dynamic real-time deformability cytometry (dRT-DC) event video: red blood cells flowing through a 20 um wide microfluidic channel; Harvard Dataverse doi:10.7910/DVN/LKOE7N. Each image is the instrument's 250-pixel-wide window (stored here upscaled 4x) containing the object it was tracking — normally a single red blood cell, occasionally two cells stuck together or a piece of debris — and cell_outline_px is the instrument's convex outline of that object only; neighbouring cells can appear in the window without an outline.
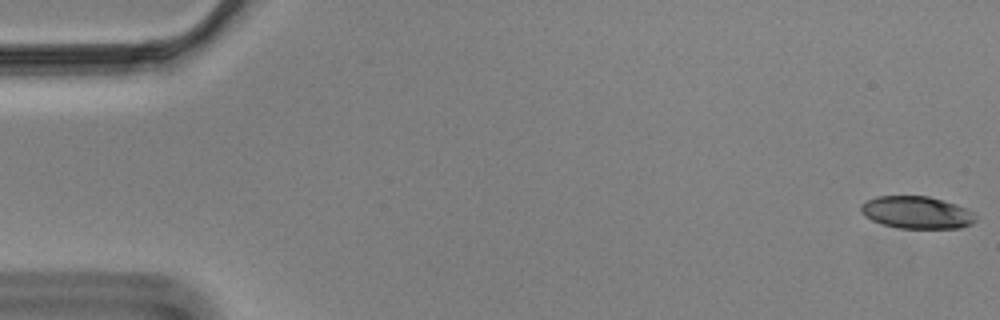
{"species": "Egyptian fruit bat (a non-hibernating species)", "species_latin": "Rousettus aegyptiacus", "temperature_condition": "cold", "stored_images_in_passage": 57, "camera_frame_rate_fps": 3000, "um_per_image_px": 0.085, "animal": {"sex": "male"}, "frame": {"image": 1, "passage_image": 1, "time_ms": 0.0, "image_size_px": [1000, 320], "cell_outline_px": [[976, 220], [972, 224], [960, 228], [896, 228], [880, 224], [864, 216], [860, 212], [860, 204], [876, 196], [928, 196], [956, 204], [972, 212], [976, 216]], "centroid_in_image_um": [77.88, 18.07], "position_along_channel_um": 7.1, "area_um2": 21.73}}
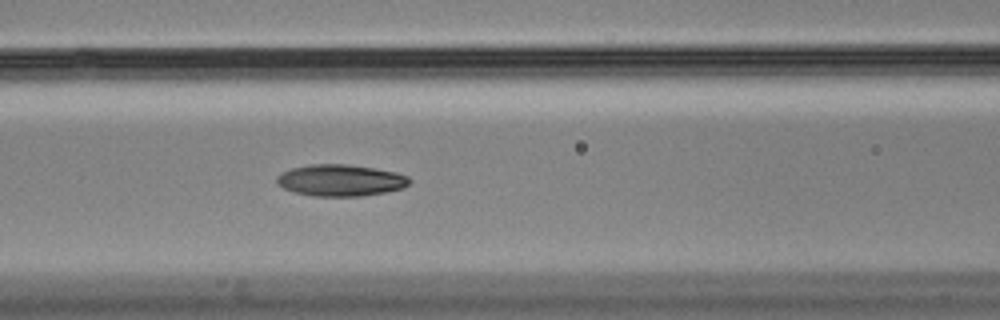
{"frame": {"image": 2, "passage_image": 24, "time_ms": 7.667, "image_size_px": [1000, 320], "cell_outline_px": [[412, 180], [404, 188], [384, 192], [360, 196], [316, 196], [296, 192], [284, 188], [276, 184], [276, 176], [292, 168], [312, 164], [344, 164], [372, 168], [396, 172], [408, 176]], "centroid_in_image_um": [28.96, 15.33], "position_along_channel_um": 137.6, "area_um2": 24.22}}
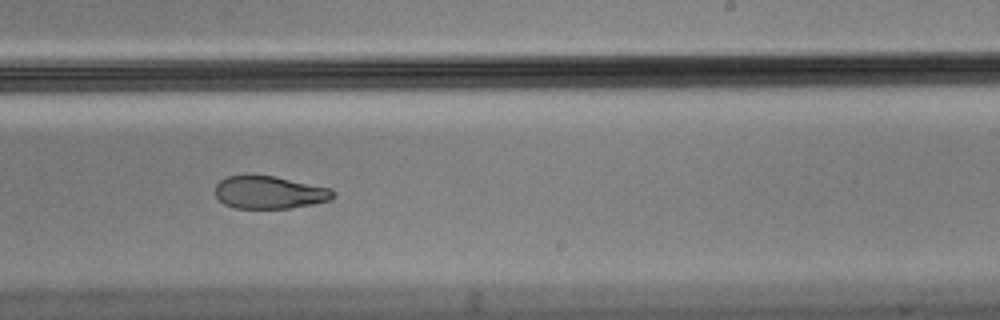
{"frame": {"image": 3, "passage_image": 35, "time_ms": 11.333, "image_size_px": [1000, 320], "cell_outline_px": [[336, 196], [332, 200], [312, 204], [288, 208], [232, 208], [224, 204], [216, 196], [216, 184], [220, 180], [228, 176], [244, 172], [276, 176], [332, 188], [336, 192]], "centroid_in_image_um": [22.9, 16.31], "position_along_channel_um": 266.1, "area_um2": 23.24}, "authors_computed_cell_mechanics": {"area_um2": 23.698, "velocity_mm_per_s": 3.507, "shape_relaxation_time_tau1_ms": null, "shape_relaxation_time_tau2_ms": 3.8843, "deformation_change_tau1": null, "deformation_change_tau2": 0.1052}}